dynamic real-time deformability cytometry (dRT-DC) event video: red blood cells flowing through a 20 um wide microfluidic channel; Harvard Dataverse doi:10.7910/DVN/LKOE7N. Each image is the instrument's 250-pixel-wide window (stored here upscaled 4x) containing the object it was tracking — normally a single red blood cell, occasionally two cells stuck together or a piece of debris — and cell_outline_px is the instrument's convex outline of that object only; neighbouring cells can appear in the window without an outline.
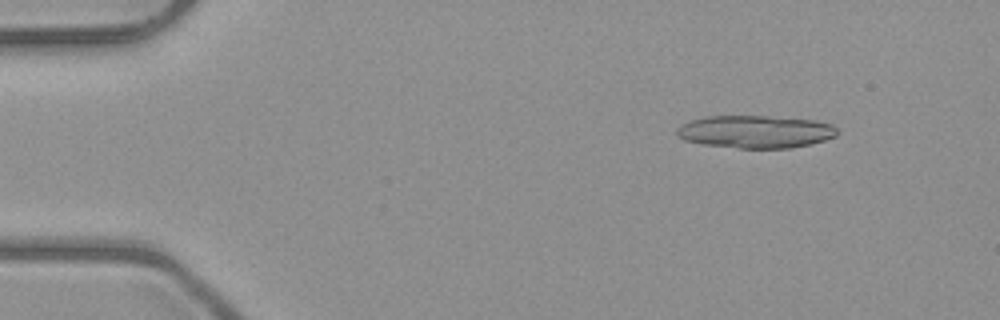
{"species": "common noctule bat (a hibernating species)", "species_latin": "Nyctalus noctula", "temperature_condition": "room temperature", "stored_images_in_passage": 18, "camera_frame_rate_fps": 3000, "um_per_image_px": 0.085, "animal": {"sex": "male", "body_mass_g": 23.1, "forearm_length_mm": 52.7}, "frame": {"image": 1, "passage_image": 6, "time_ms": 1.667, "image_size_px": [1000, 320], "cell_outline_px": [[836, 136], [824, 140], [808, 144], [788, 148], [740, 148], [704, 144], [684, 140], [676, 136], [676, 128], [692, 120], [704, 116], [768, 116], [812, 120], [832, 124], [836, 128]], "centroid_in_image_um": [64.18, 11.19], "position_along_channel_um": 20.8, "area_um2": 30.29}}